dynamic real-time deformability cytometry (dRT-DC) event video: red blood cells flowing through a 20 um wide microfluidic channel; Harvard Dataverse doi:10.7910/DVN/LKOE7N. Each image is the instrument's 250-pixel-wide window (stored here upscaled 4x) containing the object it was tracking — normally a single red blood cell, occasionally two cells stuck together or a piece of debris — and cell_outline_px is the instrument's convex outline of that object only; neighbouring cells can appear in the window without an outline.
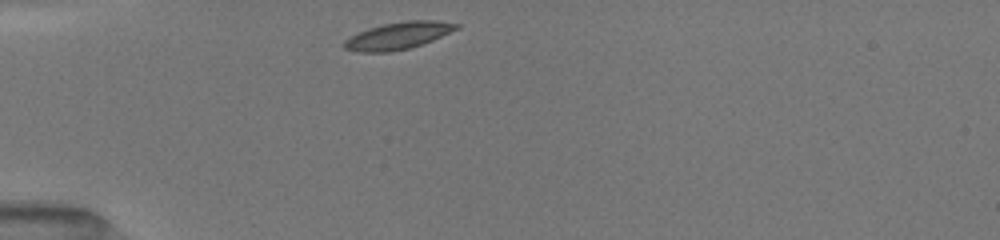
{"species": "common noctule bat (a hibernating species)", "species_latin": "Nyctalus noctula", "temperature_condition": "room temperature", "stored_images_in_passage": 51, "camera_frame_rate_fps": 3000, "um_per_image_px": 0.085, "animal": {"sex": "female", "body_mass_g": 19.5, "forearm_length_mm": 54.1}, "frame": {"image": 1, "passage_image": 1, "time_ms": 0.0, "image_size_px": [1000, 240], "cell_outline_px": [[460, 28], [432, 40], [408, 48], [392, 52], [356, 52], [344, 48], [344, 40], [368, 28], [384, 24], [408, 20], [432, 20], [460, 24]], "centroid_in_image_um": [33.85, 3.03], "position_along_channel_um": 51.2, "area_um2": 17.51}}
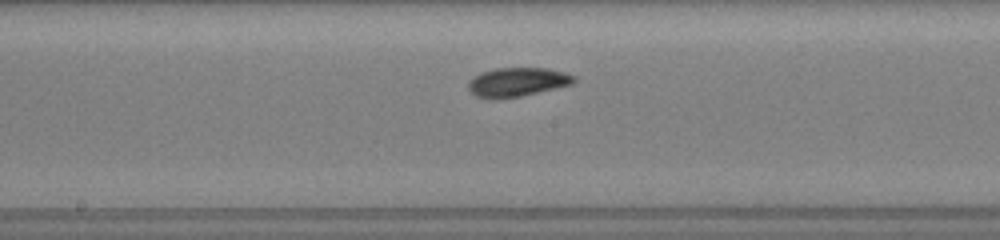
{"frame": {"image": 2, "passage_image": 16, "time_ms": 4.333, "image_size_px": [1000, 240], "cell_outline_px": [[576, 80], [572, 84], [556, 88], [520, 96], [500, 100], [492, 100], [476, 96], [468, 88], [468, 80], [472, 76], [480, 72], [496, 68], [548, 68], [564, 72], [576, 76]], "centroid_in_image_um": [43.93, 6.98], "position_along_channel_um": 204.3, "area_um2": 18.15}}
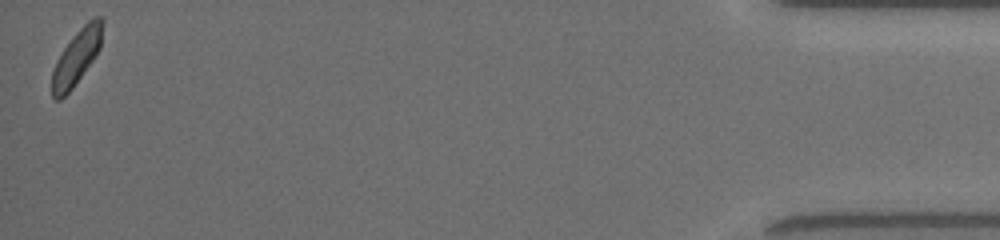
{"frame": {"image": 3, "passage_image": 50, "time_ms": 12.0, "image_size_px": [1000, 240], "cell_outline_px": [[104, 24], [100, 48], [92, 60], [72, 88], [60, 100], [56, 100], [52, 96], [52, 72], [56, 60], [64, 48], [76, 32], [88, 20], [96, 16], [100, 16], [104, 20]], "centroid_in_image_um": [6.52, 4.83], "position_along_channel_um": 428.7, "area_um2": 15.95}, "authors_computed_cell_mechanics": {"area_um2": 16.9354, "velocity_mm_per_s": 3.9945, "shape_relaxation_time_tau1_ms": 2.4599, "shape_relaxation_time_tau2_ms": 3.8086, "deformation_change_tau1": 0.1032, "deformation_change_tau2": 0.0853}}